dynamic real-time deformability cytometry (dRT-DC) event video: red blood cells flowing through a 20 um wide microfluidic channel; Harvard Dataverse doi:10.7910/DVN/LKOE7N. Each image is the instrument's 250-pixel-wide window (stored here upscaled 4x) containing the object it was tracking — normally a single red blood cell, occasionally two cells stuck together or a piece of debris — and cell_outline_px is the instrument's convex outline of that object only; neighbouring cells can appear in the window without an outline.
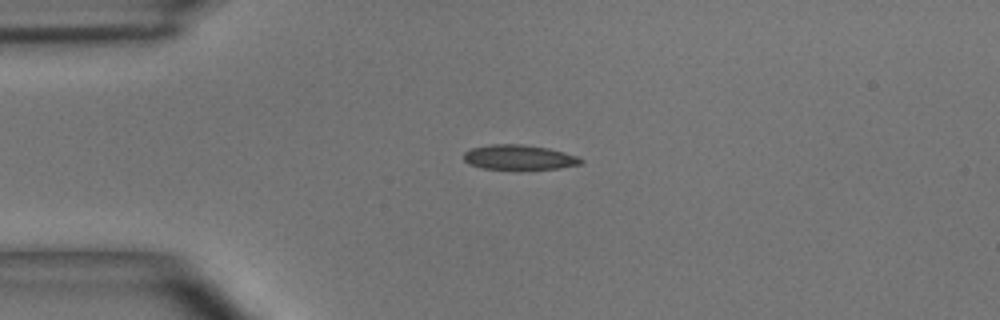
{"species": "common noctule bat (a hibernating species)", "species_latin": "Nyctalus noctula", "temperature_condition": "room temperature", "stored_images_in_passage": 38, "camera_frame_rate_fps": 3000, "um_per_image_px": 0.085, "animal": {"sex": "male", "body_mass_g": 15.6}, "frame": {"image": 1, "passage_image": 1, "time_ms": 0.0, "image_size_px": [1000, 320], "cell_outline_px": [[584, 160], [580, 164], [560, 168], [480, 168], [468, 164], [464, 160], [464, 152], [472, 148], [492, 144], [520, 144], [548, 148], [564, 152], [576, 156]], "centroid_in_image_um": [44.09, 13.36], "position_along_channel_um": 40.9, "area_um2": 16.59}}
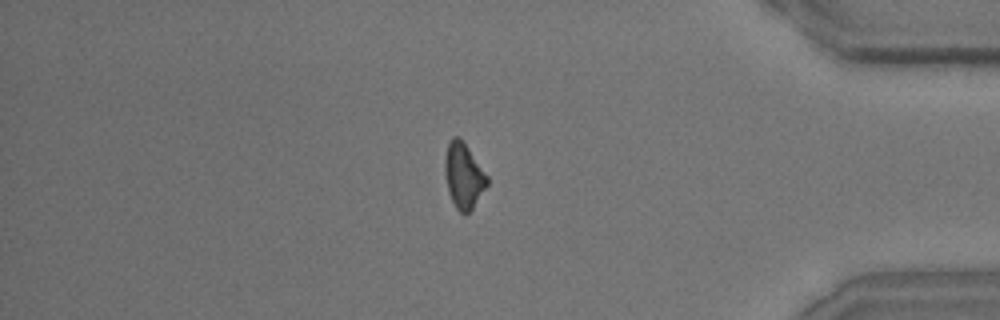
{"frame": {"image": 2, "passage_image": 31, "time_ms": 10.0, "image_size_px": [1000, 320], "cell_outline_px": [[488, 184], [472, 208], [468, 212], [460, 212], [456, 208], [448, 192], [444, 168], [444, 160], [448, 144], [452, 136], [460, 136], [488, 176]], "centroid_in_image_um": [39.4, 14.89], "position_along_channel_um": 395.8, "area_um2": 15.95}}
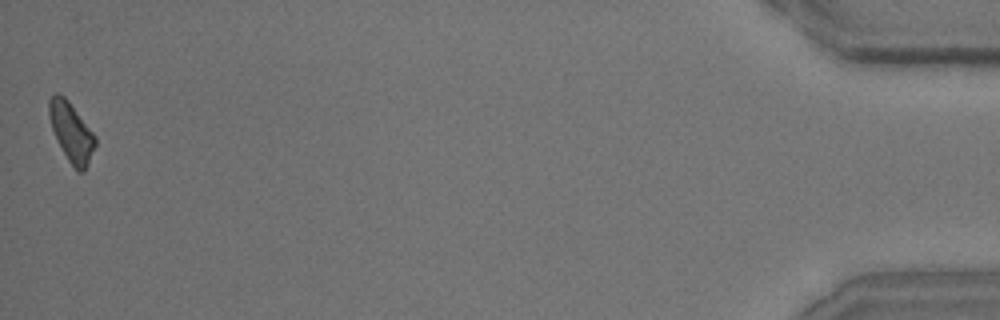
{"frame": {"image": 3, "passage_image": 38, "time_ms": 12.333, "image_size_px": [1000, 320], "cell_outline_px": [[96, 144], [84, 172], [76, 172], [68, 160], [52, 128], [48, 116], [48, 100], [56, 92], [60, 92], [68, 100], [96, 136]], "centroid_in_image_um": [6.06, 11.21], "position_along_channel_um": 429.1, "area_um2": 15.78}, "authors_computed_cell_mechanics": {"area_um2": 16.6175, "velocity_mm_per_s": 4.082, "shape_relaxation_time_tau1_ms": 3.1583, "shape_relaxation_time_tau2_ms": 5.1501, "deformation_change_tau1": 0.14, "deformation_change_tau2": 0.1598}}